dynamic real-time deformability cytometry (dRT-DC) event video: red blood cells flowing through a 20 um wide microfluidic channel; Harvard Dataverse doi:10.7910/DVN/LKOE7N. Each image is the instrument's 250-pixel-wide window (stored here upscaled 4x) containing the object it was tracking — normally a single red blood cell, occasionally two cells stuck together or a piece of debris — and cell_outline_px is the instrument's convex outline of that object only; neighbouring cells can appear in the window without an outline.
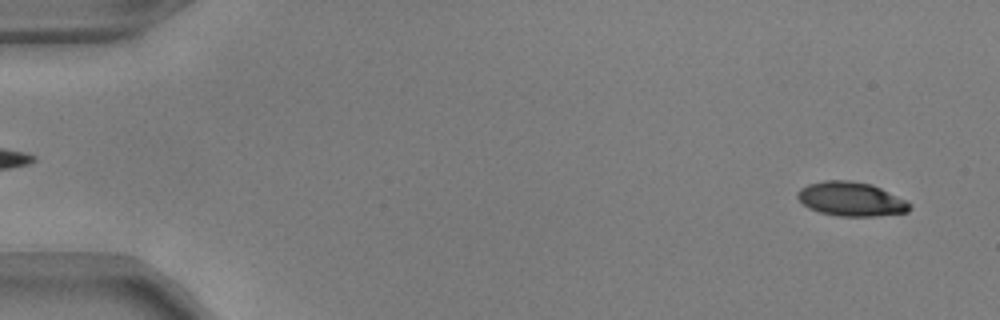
{"species": "common noctule bat (a hibernating species)", "species_latin": "Nyctalus noctula", "temperature_condition": "warm", "stored_images_in_passage": 54, "camera_frame_rate_fps": 3000, "um_per_image_px": 0.085, "animal": {"sex": "male", "body_mass_g": 17.9, "forearm_length_mm": 54.2}, "frame": {"image": 1, "passage_image": 4, "time_ms": 1.0, "image_size_px": [1000, 320], "cell_outline_px": [[912, 208], [908, 212], [876, 216], [840, 216], [820, 212], [808, 208], [796, 196], [796, 192], [800, 188], [808, 184], [824, 180], [852, 180], [872, 184], [912, 204]], "centroid_in_image_um": [72.32, 16.91], "position_along_channel_um": 12.7, "area_um2": 22.31}}
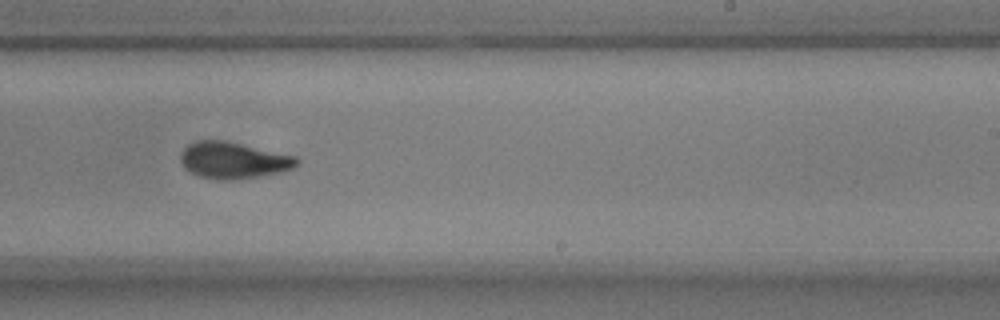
{"frame": {"image": 2, "passage_image": 34, "time_ms": 11.0, "image_size_px": [1000, 320], "cell_outline_px": [[300, 160], [292, 168], [280, 172], [260, 176], [224, 180], [220, 180], [200, 176], [184, 168], [180, 160], [180, 152], [188, 144], [196, 140], [224, 140], [296, 156]], "centroid_in_image_um": [19.8, 13.61], "position_along_channel_um": 269.2, "area_um2": 24.57}}
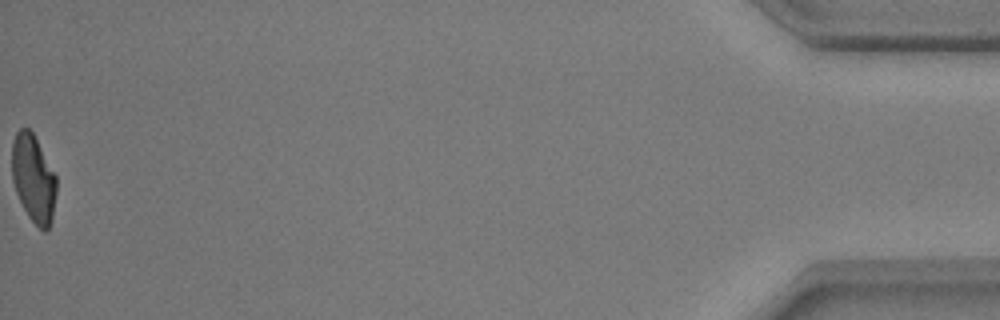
{"frame": {"image": 3, "passage_image": 54, "time_ms": 17.667, "image_size_px": [1000, 320], "cell_outline_px": [[56, 192], [52, 220], [48, 232], [44, 232], [28, 216], [16, 192], [12, 180], [12, 140], [16, 132], [20, 128], [28, 128], [32, 132], [56, 176]], "centroid_in_image_um": [2.84, 15.19], "position_along_channel_um": 432.4, "area_um2": 22.6}, "authors_computed_cell_mechanics": {"area_um2": 24.0448, "velocity_mm_per_s": 3.8592, "shape_relaxation_time_tau1_ms": 5.6244, "shape_relaxation_time_tau2_ms": 1.2394, "deformation_change_tau1": 0.189, "deformation_change_tau2": 0.0789}}